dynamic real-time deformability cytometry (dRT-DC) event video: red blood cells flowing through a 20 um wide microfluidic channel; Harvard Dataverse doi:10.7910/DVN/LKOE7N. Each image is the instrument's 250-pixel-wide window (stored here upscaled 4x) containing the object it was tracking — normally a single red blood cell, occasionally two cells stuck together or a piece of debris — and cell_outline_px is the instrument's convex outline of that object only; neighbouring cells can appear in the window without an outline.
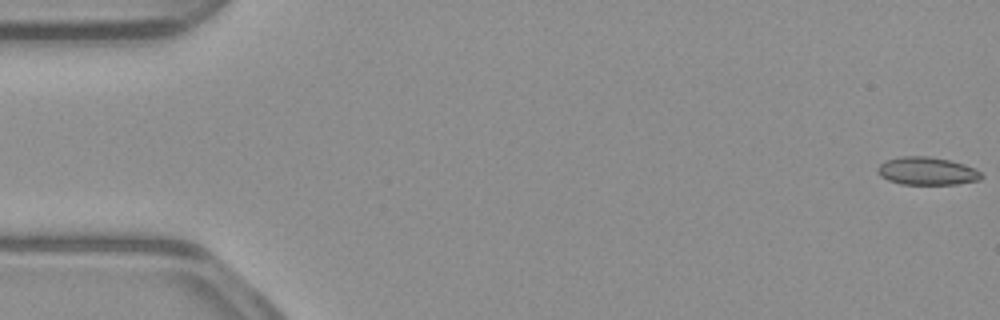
{"species": "common noctule bat (a hibernating species)", "species_latin": "Nyctalus noctula", "temperature_condition": "warm", "stored_images_in_passage": 53, "camera_frame_rate_fps": 3000, "um_per_image_px": 0.085, "animal": {"sex": "male", "body_mass_g": 23.1, "forearm_length_mm": 52.7}, "frame": {"image": 1, "passage_image": 1, "time_ms": 0.0, "image_size_px": [1000, 320], "cell_outline_px": [[984, 176], [980, 180], [956, 184], [900, 184], [888, 180], [880, 176], [876, 168], [884, 160], [900, 156], [928, 156], [948, 160], [964, 164], [976, 168]], "centroid_in_image_um": [78.78, 14.53], "position_along_channel_um": 6.2, "area_um2": 16.99}}
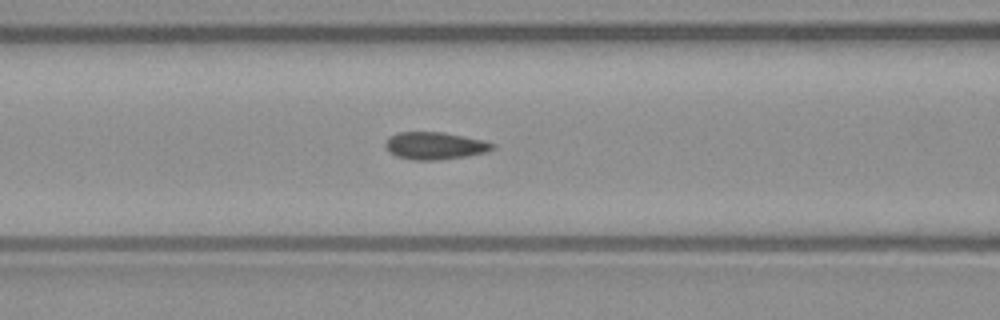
{"frame": {"image": 2, "passage_image": 22, "time_ms": 7.0, "image_size_px": [1000, 320], "cell_outline_px": [[496, 148], [488, 152], [464, 156], [436, 160], [412, 160], [396, 156], [388, 152], [384, 144], [388, 136], [400, 132], [444, 132], [484, 140], [496, 144]], "centroid_in_image_um": [36.96, 12.38], "position_along_channel_um": 129.6, "area_um2": 17.28}}
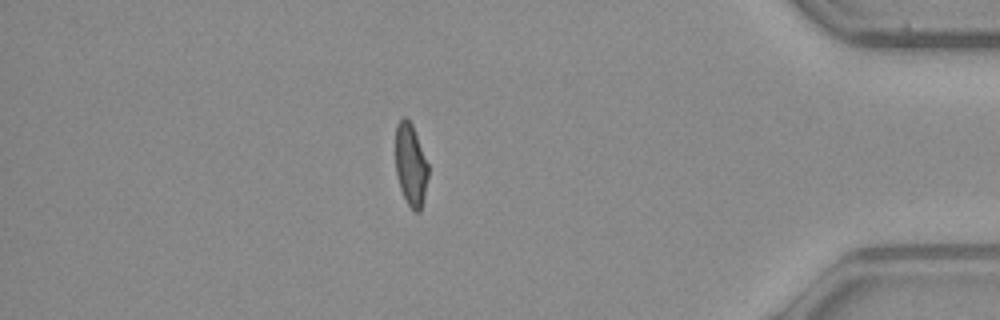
{"frame": {"image": 3, "passage_image": 46, "time_ms": 15.0, "image_size_px": [1000, 320], "cell_outline_px": [[428, 176], [424, 196], [420, 212], [416, 212], [408, 204], [400, 188], [396, 172], [396, 124], [404, 116], [412, 124], [428, 164]], "centroid_in_image_um": [34.91, 14.0], "position_along_channel_um": 400.3, "area_um2": 15.43}, "authors_computed_cell_mechanics": {"area_um2": 16.9354, "velocity_mm_per_s": 3.9229, "shape_relaxation_time_tau1_ms": 5.7183, "shape_relaxation_time_tau2_ms": 0.7714, "deformation_change_tau1": 0.1609, "deformation_change_tau2": 0.0606}}